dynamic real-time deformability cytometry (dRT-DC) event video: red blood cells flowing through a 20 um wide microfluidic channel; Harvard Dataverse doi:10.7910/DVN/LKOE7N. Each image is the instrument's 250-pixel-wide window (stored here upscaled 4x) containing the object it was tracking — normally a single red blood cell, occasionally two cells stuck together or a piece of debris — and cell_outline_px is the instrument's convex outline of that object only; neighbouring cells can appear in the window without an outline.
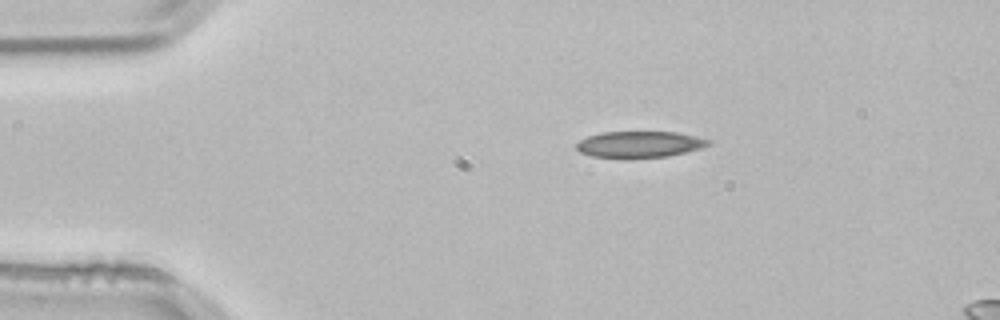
{"species": "common noctule bat (a hibernating species)", "species_latin": "Nyctalus noctula", "temperature_condition": "room temperature", "stored_images_in_passage": 2, "camera_frame_rate_fps": 3000, "um_per_image_px": 0.085, "animal": {"sex": "male", "body_mass_g": 21.5, "forearm_length_mm": 52.0}, "frame": {"image": 1, "passage_image": 1, "time_ms": 0.0, "image_size_px": [1000, 320], "cell_outline_px": [[712, 144], [700, 148], [668, 156], [628, 160], [624, 160], [592, 156], [580, 152], [576, 148], [576, 144], [580, 140], [588, 136], [600, 132], [676, 132], [696, 136], [712, 140]], "centroid_in_image_um": [54.34, 12.3], "position_along_channel_um": 30.7, "area_um2": 20.81}}